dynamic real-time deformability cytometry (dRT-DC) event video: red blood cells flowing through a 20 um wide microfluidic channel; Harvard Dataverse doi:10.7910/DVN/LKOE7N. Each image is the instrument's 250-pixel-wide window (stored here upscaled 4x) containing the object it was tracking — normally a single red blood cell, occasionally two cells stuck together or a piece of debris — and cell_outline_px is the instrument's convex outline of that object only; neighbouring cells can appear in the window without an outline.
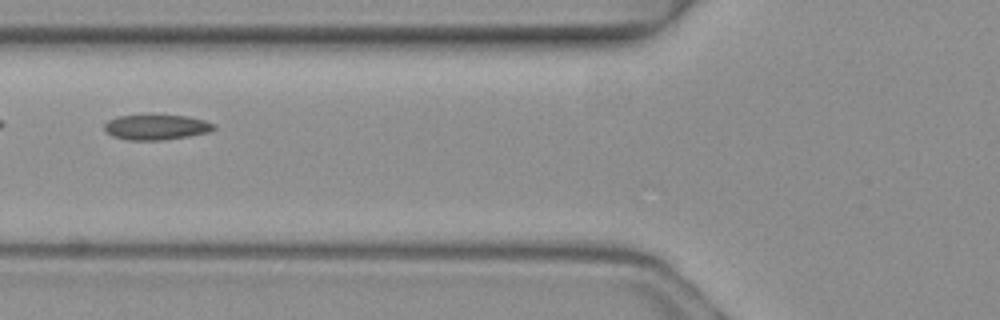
{"species": "common noctule bat (a hibernating species)", "species_latin": "Nyctalus noctula", "temperature_condition": "warm", "stored_images_in_passage": 4, "camera_frame_rate_fps": 3000, "um_per_image_px": 0.085, "animal": {"sex": "female", "body_mass_g": 19.3, "forearm_length_mm": 54.1}, "frame": {"image": 1, "passage_image": 3, "time_ms": 0.667, "image_size_px": [1000, 320], "cell_outline_px": [[216, 128], [208, 132], [188, 136], [160, 140], [128, 140], [112, 136], [104, 128], [104, 124], [108, 120], [116, 116], [148, 112], [152, 112], [188, 116], [204, 120], [216, 124]], "centroid_in_image_um": [13.26, 10.75], "position_along_channel_um": 112.5, "area_um2": 16.94}}
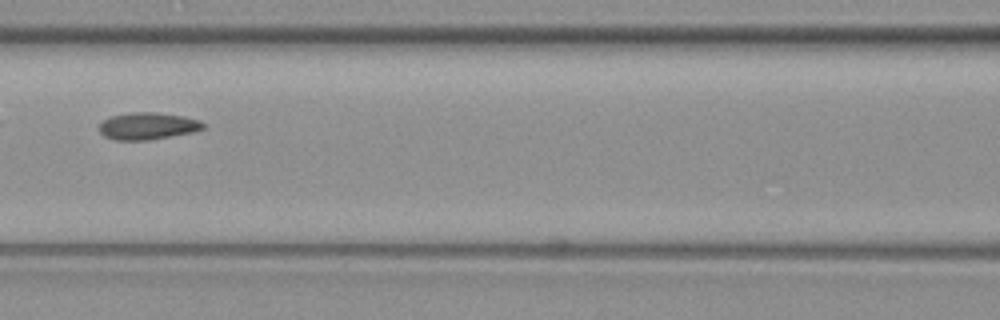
{"frame": {"image": 2, "passage_image": 4, "time_ms": 1.0, "image_size_px": [1000, 320], "cell_outline_px": [[204, 128], [192, 132], [148, 140], [116, 140], [104, 136], [100, 132], [100, 124], [104, 120], [112, 116], [132, 112], [156, 112], [184, 116], [200, 120], [204, 124]], "centroid_in_image_um": [12.56, 10.7], "position_along_channel_um": 154.0, "area_um2": 16.24}}